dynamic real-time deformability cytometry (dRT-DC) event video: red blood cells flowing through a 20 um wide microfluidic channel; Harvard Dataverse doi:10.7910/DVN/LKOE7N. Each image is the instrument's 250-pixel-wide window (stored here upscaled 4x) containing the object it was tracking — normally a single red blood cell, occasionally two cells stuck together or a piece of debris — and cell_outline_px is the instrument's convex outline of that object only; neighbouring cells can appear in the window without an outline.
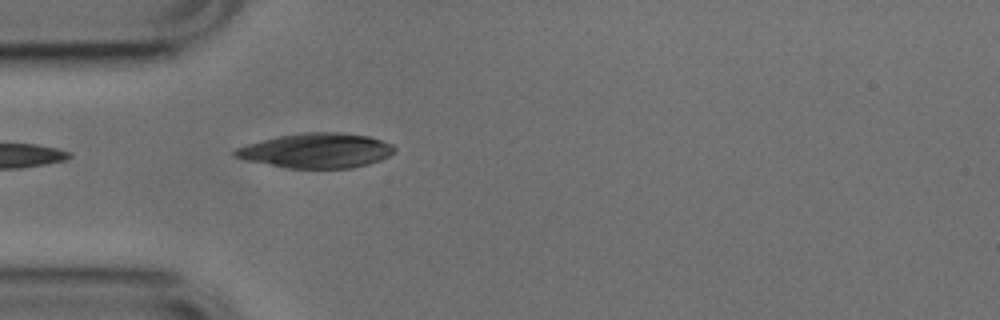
{"species": "common noctule bat (a hibernating species)", "species_latin": "Nyctalus noctula", "temperature_condition": "cold", "stored_images_in_passage": 2, "camera_frame_rate_fps": 3000, "um_per_image_px": 0.085, "animal": {"sex": "male", "body_mass_g": 17.9, "forearm_length_mm": 54.2}, "frame": {"image": 1, "passage_image": 2, "time_ms": 0.333, "image_size_px": [1000, 320], "cell_outline_px": [[396, 152], [380, 160], [368, 164], [352, 168], [288, 168], [244, 160], [232, 156], [232, 152], [236, 148], [248, 144], [280, 136], [304, 132], [336, 132], [368, 136], [392, 144], [396, 148]], "centroid_in_image_um": [26.9, 12.81], "position_along_channel_um": 58.1, "area_um2": 32.19}}